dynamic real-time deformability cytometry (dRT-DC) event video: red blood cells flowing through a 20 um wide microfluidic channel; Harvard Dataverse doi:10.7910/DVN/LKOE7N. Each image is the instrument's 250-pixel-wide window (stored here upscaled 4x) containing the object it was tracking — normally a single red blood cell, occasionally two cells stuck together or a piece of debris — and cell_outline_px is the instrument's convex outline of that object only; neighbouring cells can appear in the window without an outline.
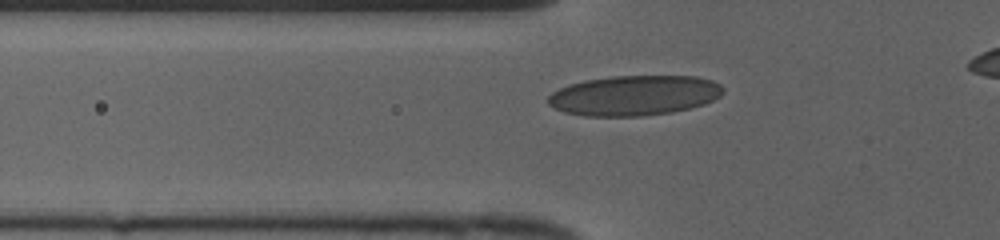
{"species": "human", "species_latin": "Homo sapiens", "temperature_condition": "cold", "stored_images_in_passage": 40, "camera_frame_rate_fps": 3000, "um_per_image_px": 0.085, "donor": {"sex": "female"}, "frame": {"image": 1, "passage_image": 11, "time_ms": 3.333, "image_size_px": [1000, 240], "cell_outline_px": [[724, 92], [720, 96], [704, 104], [672, 112], [640, 116], [584, 116], [564, 112], [548, 104], [548, 96], [552, 92], [568, 84], [584, 80], [612, 76], [696, 76], [712, 80], [720, 84], [724, 88]], "centroid_in_image_um": [53.91, 8.11], "position_along_channel_um": 71.9, "area_um2": 40.98}}
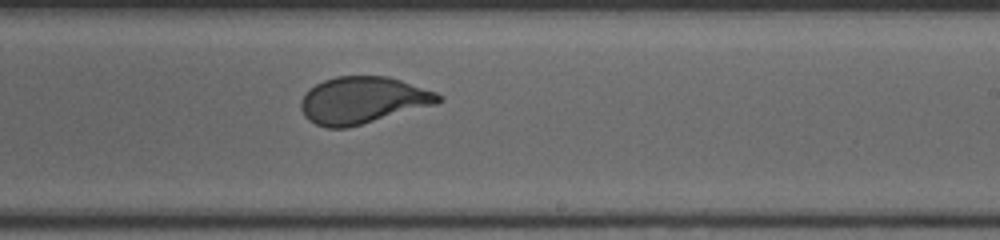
{"frame": {"image": 2, "passage_image": 25, "time_ms": 8.0, "image_size_px": [1000, 240], "cell_outline_px": [[444, 100], [436, 104], [348, 128], [324, 128], [308, 120], [304, 116], [300, 108], [300, 100], [304, 92], [308, 88], [324, 80], [336, 76], [388, 76], [436, 92], [444, 96]], "centroid_in_image_um": [30.8, 8.52], "position_along_channel_um": 258.2, "area_um2": 37.86}}
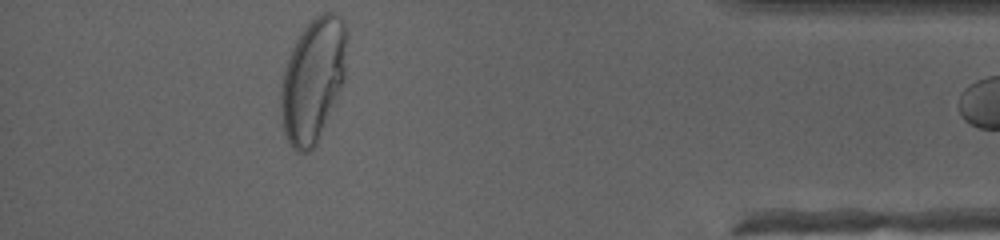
{"frame": {"image": 3, "passage_image": 39, "time_ms": 12.667, "image_size_px": [1000, 240], "cell_outline_px": [[348, 36], [344, 80], [336, 100], [316, 144], [308, 152], [296, 152], [288, 144], [284, 132], [280, 112], [280, 88], [284, 68], [292, 48], [296, 40], [304, 28], [316, 16], [324, 12], [336, 12], [344, 20], [348, 28]], "centroid_in_image_um": [26.61, 6.78], "position_along_channel_um": 408.6, "area_um2": 48.09}}